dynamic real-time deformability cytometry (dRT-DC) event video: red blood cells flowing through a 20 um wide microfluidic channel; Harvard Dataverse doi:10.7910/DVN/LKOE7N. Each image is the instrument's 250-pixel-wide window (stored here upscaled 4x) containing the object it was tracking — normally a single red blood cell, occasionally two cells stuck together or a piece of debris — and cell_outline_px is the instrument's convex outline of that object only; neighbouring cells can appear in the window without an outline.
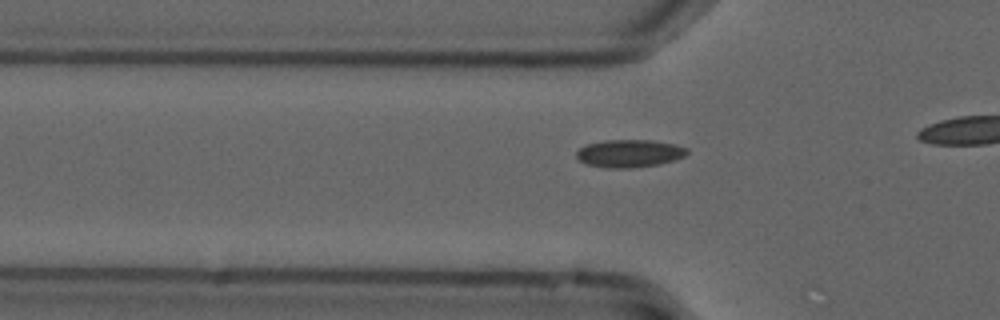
{"species": "common noctule bat (a hibernating species)", "species_latin": "Nyctalus noctula", "temperature_condition": "cold", "stored_images_in_passage": 12, "camera_frame_rate_fps": 3000, "um_per_image_px": 0.085, "animal": {"sex": "male", "forearm_length_mm": 52.5}, "frame": {"image": 1, "passage_image": 6, "time_ms": 1.667, "image_size_px": [1000, 320], "cell_outline_px": [[688, 152], [684, 156], [676, 160], [660, 164], [632, 168], [604, 168], [588, 164], [580, 160], [576, 156], [576, 152], [584, 144], [604, 140], [652, 140], [676, 144], [688, 148]], "centroid_in_image_um": [53.51, 13.03], "position_along_channel_um": 72.3, "area_um2": 18.09}}
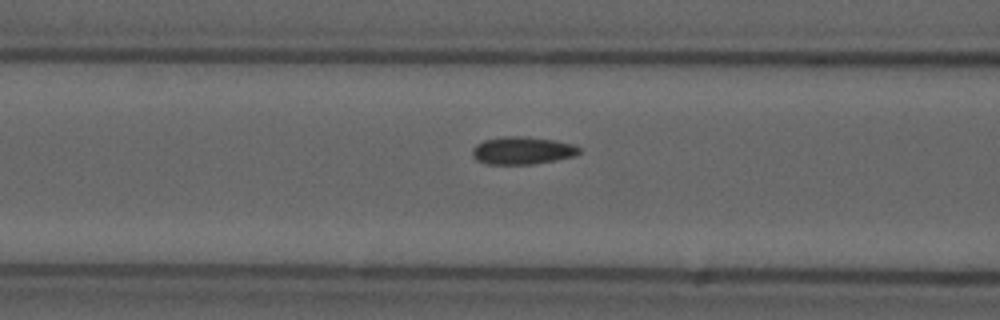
{"frame": {"image": 2, "passage_image": 10, "time_ms": 3.0, "image_size_px": [1000, 320], "cell_outline_px": [[580, 152], [576, 156], [556, 160], [532, 164], [484, 164], [476, 160], [472, 156], [472, 148], [476, 144], [484, 140], [504, 136], [524, 136], [552, 140], [572, 144], [580, 148]], "centroid_in_image_um": [44.36, 12.8], "position_along_channel_um": 122.2, "area_um2": 17.28}}